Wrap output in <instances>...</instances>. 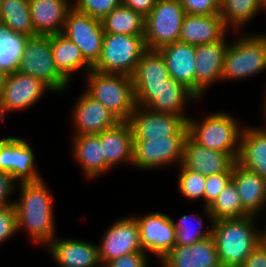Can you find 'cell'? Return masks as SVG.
<instances>
[{"label": "cell", "mask_w": 266, "mask_h": 267, "mask_svg": "<svg viewBox=\"0 0 266 267\" xmlns=\"http://www.w3.org/2000/svg\"><path fill=\"white\" fill-rule=\"evenodd\" d=\"M19 200L13 201L17 230L25 229L33 242L47 246L55 238L53 195L43 179L19 183Z\"/></svg>", "instance_id": "obj_1"}, {"label": "cell", "mask_w": 266, "mask_h": 267, "mask_svg": "<svg viewBox=\"0 0 266 267\" xmlns=\"http://www.w3.org/2000/svg\"><path fill=\"white\" fill-rule=\"evenodd\" d=\"M256 218L248 215L213 221L212 236L222 267H241L261 242V231L254 227Z\"/></svg>", "instance_id": "obj_2"}, {"label": "cell", "mask_w": 266, "mask_h": 267, "mask_svg": "<svg viewBox=\"0 0 266 267\" xmlns=\"http://www.w3.org/2000/svg\"><path fill=\"white\" fill-rule=\"evenodd\" d=\"M86 93L100 102L120 121H129L136 108L132 76L105 74L91 69Z\"/></svg>", "instance_id": "obj_3"}, {"label": "cell", "mask_w": 266, "mask_h": 267, "mask_svg": "<svg viewBox=\"0 0 266 267\" xmlns=\"http://www.w3.org/2000/svg\"><path fill=\"white\" fill-rule=\"evenodd\" d=\"M238 122L225 112L209 114L201 122L188 118V135L199 145L230 154L236 161L240 151Z\"/></svg>", "instance_id": "obj_4"}, {"label": "cell", "mask_w": 266, "mask_h": 267, "mask_svg": "<svg viewBox=\"0 0 266 267\" xmlns=\"http://www.w3.org/2000/svg\"><path fill=\"white\" fill-rule=\"evenodd\" d=\"M146 51L144 35L104 33L101 56L92 69L132 76Z\"/></svg>", "instance_id": "obj_5"}, {"label": "cell", "mask_w": 266, "mask_h": 267, "mask_svg": "<svg viewBox=\"0 0 266 267\" xmlns=\"http://www.w3.org/2000/svg\"><path fill=\"white\" fill-rule=\"evenodd\" d=\"M265 69L266 34H242L227 47L221 80L244 79Z\"/></svg>", "instance_id": "obj_6"}, {"label": "cell", "mask_w": 266, "mask_h": 267, "mask_svg": "<svg viewBox=\"0 0 266 267\" xmlns=\"http://www.w3.org/2000/svg\"><path fill=\"white\" fill-rule=\"evenodd\" d=\"M17 71L40 79L56 93L64 91L69 85L55 66L51 35L27 37Z\"/></svg>", "instance_id": "obj_7"}, {"label": "cell", "mask_w": 266, "mask_h": 267, "mask_svg": "<svg viewBox=\"0 0 266 267\" xmlns=\"http://www.w3.org/2000/svg\"><path fill=\"white\" fill-rule=\"evenodd\" d=\"M180 0H157L145 17L144 40L147 50L177 42L185 16Z\"/></svg>", "instance_id": "obj_8"}, {"label": "cell", "mask_w": 266, "mask_h": 267, "mask_svg": "<svg viewBox=\"0 0 266 267\" xmlns=\"http://www.w3.org/2000/svg\"><path fill=\"white\" fill-rule=\"evenodd\" d=\"M129 123L134 141L188 136V120L184 116L154 112L138 105L131 114Z\"/></svg>", "instance_id": "obj_9"}, {"label": "cell", "mask_w": 266, "mask_h": 267, "mask_svg": "<svg viewBox=\"0 0 266 267\" xmlns=\"http://www.w3.org/2000/svg\"><path fill=\"white\" fill-rule=\"evenodd\" d=\"M104 30L100 19L78 12H68L62 34L81 51L84 59L93 67L102 52Z\"/></svg>", "instance_id": "obj_10"}, {"label": "cell", "mask_w": 266, "mask_h": 267, "mask_svg": "<svg viewBox=\"0 0 266 267\" xmlns=\"http://www.w3.org/2000/svg\"><path fill=\"white\" fill-rule=\"evenodd\" d=\"M169 77L162 55L157 50H147L132 75L136 105L147 107Z\"/></svg>", "instance_id": "obj_11"}, {"label": "cell", "mask_w": 266, "mask_h": 267, "mask_svg": "<svg viewBox=\"0 0 266 267\" xmlns=\"http://www.w3.org/2000/svg\"><path fill=\"white\" fill-rule=\"evenodd\" d=\"M187 136H168L148 141H133V166L140 170L154 169L183 161Z\"/></svg>", "instance_id": "obj_12"}, {"label": "cell", "mask_w": 266, "mask_h": 267, "mask_svg": "<svg viewBox=\"0 0 266 267\" xmlns=\"http://www.w3.org/2000/svg\"><path fill=\"white\" fill-rule=\"evenodd\" d=\"M34 159L27 141L18 137L0 139V171L10 174L15 183L17 180L18 183H28L43 179Z\"/></svg>", "instance_id": "obj_13"}, {"label": "cell", "mask_w": 266, "mask_h": 267, "mask_svg": "<svg viewBox=\"0 0 266 267\" xmlns=\"http://www.w3.org/2000/svg\"><path fill=\"white\" fill-rule=\"evenodd\" d=\"M102 267L113 259L143 251L140 240V228L134 216L117 220L105 231L98 244Z\"/></svg>", "instance_id": "obj_14"}, {"label": "cell", "mask_w": 266, "mask_h": 267, "mask_svg": "<svg viewBox=\"0 0 266 267\" xmlns=\"http://www.w3.org/2000/svg\"><path fill=\"white\" fill-rule=\"evenodd\" d=\"M135 218L140 228L143 251L156 254L161 261L176 245L174 220L169 215L159 212Z\"/></svg>", "instance_id": "obj_15"}, {"label": "cell", "mask_w": 266, "mask_h": 267, "mask_svg": "<svg viewBox=\"0 0 266 267\" xmlns=\"http://www.w3.org/2000/svg\"><path fill=\"white\" fill-rule=\"evenodd\" d=\"M45 91L53 92L40 79L14 71L7 75L1 100L7 111L22 110L35 104Z\"/></svg>", "instance_id": "obj_16"}, {"label": "cell", "mask_w": 266, "mask_h": 267, "mask_svg": "<svg viewBox=\"0 0 266 267\" xmlns=\"http://www.w3.org/2000/svg\"><path fill=\"white\" fill-rule=\"evenodd\" d=\"M226 36L215 43L196 46L195 96L201 99L205 90L220 81L224 57L229 43Z\"/></svg>", "instance_id": "obj_17"}, {"label": "cell", "mask_w": 266, "mask_h": 267, "mask_svg": "<svg viewBox=\"0 0 266 267\" xmlns=\"http://www.w3.org/2000/svg\"><path fill=\"white\" fill-rule=\"evenodd\" d=\"M72 111L75 135H98L120 122L116 116L85 91L78 98Z\"/></svg>", "instance_id": "obj_18"}, {"label": "cell", "mask_w": 266, "mask_h": 267, "mask_svg": "<svg viewBox=\"0 0 266 267\" xmlns=\"http://www.w3.org/2000/svg\"><path fill=\"white\" fill-rule=\"evenodd\" d=\"M236 160L228 153L199 145L189 135L185 138L182 165L191 171L210 176L233 172Z\"/></svg>", "instance_id": "obj_19"}, {"label": "cell", "mask_w": 266, "mask_h": 267, "mask_svg": "<svg viewBox=\"0 0 266 267\" xmlns=\"http://www.w3.org/2000/svg\"><path fill=\"white\" fill-rule=\"evenodd\" d=\"M160 262L162 267H222L212 235L192 245H175Z\"/></svg>", "instance_id": "obj_20"}, {"label": "cell", "mask_w": 266, "mask_h": 267, "mask_svg": "<svg viewBox=\"0 0 266 267\" xmlns=\"http://www.w3.org/2000/svg\"><path fill=\"white\" fill-rule=\"evenodd\" d=\"M47 248L59 267H102L98 245L93 243L81 239L54 238Z\"/></svg>", "instance_id": "obj_21"}, {"label": "cell", "mask_w": 266, "mask_h": 267, "mask_svg": "<svg viewBox=\"0 0 266 267\" xmlns=\"http://www.w3.org/2000/svg\"><path fill=\"white\" fill-rule=\"evenodd\" d=\"M227 29L220 14H185L178 41L194 46L215 43L227 36Z\"/></svg>", "instance_id": "obj_22"}, {"label": "cell", "mask_w": 266, "mask_h": 267, "mask_svg": "<svg viewBox=\"0 0 266 267\" xmlns=\"http://www.w3.org/2000/svg\"><path fill=\"white\" fill-rule=\"evenodd\" d=\"M157 51L162 55L170 77L195 95L196 46L177 41Z\"/></svg>", "instance_id": "obj_23"}, {"label": "cell", "mask_w": 266, "mask_h": 267, "mask_svg": "<svg viewBox=\"0 0 266 267\" xmlns=\"http://www.w3.org/2000/svg\"><path fill=\"white\" fill-rule=\"evenodd\" d=\"M71 4L69 0H29L34 35L62 33Z\"/></svg>", "instance_id": "obj_24"}, {"label": "cell", "mask_w": 266, "mask_h": 267, "mask_svg": "<svg viewBox=\"0 0 266 267\" xmlns=\"http://www.w3.org/2000/svg\"><path fill=\"white\" fill-rule=\"evenodd\" d=\"M231 180L237 188L243 208L250 215L257 216L262 212L266 207V179L236 161Z\"/></svg>", "instance_id": "obj_25"}, {"label": "cell", "mask_w": 266, "mask_h": 267, "mask_svg": "<svg viewBox=\"0 0 266 267\" xmlns=\"http://www.w3.org/2000/svg\"><path fill=\"white\" fill-rule=\"evenodd\" d=\"M133 131L129 121H120L100 133L105 162L111 167L119 163L133 165Z\"/></svg>", "instance_id": "obj_26"}, {"label": "cell", "mask_w": 266, "mask_h": 267, "mask_svg": "<svg viewBox=\"0 0 266 267\" xmlns=\"http://www.w3.org/2000/svg\"><path fill=\"white\" fill-rule=\"evenodd\" d=\"M237 162L266 179V128H242Z\"/></svg>", "instance_id": "obj_27"}, {"label": "cell", "mask_w": 266, "mask_h": 267, "mask_svg": "<svg viewBox=\"0 0 266 267\" xmlns=\"http://www.w3.org/2000/svg\"><path fill=\"white\" fill-rule=\"evenodd\" d=\"M72 140L73 155L78 163H80L82 171L87 178L99 177V175L111 169L105 162L100 134L75 135Z\"/></svg>", "instance_id": "obj_28"}, {"label": "cell", "mask_w": 266, "mask_h": 267, "mask_svg": "<svg viewBox=\"0 0 266 267\" xmlns=\"http://www.w3.org/2000/svg\"><path fill=\"white\" fill-rule=\"evenodd\" d=\"M190 100L197 101L199 99L183 84L169 77L161 86L158 97L147 108L154 112L184 116L188 120L189 116L183 111L185 112V104H188L187 102Z\"/></svg>", "instance_id": "obj_29"}, {"label": "cell", "mask_w": 266, "mask_h": 267, "mask_svg": "<svg viewBox=\"0 0 266 267\" xmlns=\"http://www.w3.org/2000/svg\"><path fill=\"white\" fill-rule=\"evenodd\" d=\"M51 47L55 66L68 81L71 73L80 69L88 73L92 69L80 49L62 33L51 35Z\"/></svg>", "instance_id": "obj_30"}, {"label": "cell", "mask_w": 266, "mask_h": 267, "mask_svg": "<svg viewBox=\"0 0 266 267\" xmlns=\"http://www.w3.org/2000/svg\"><path fill=\"white\" fill-rule=\"evenodd\" d=\"M204 211L209 217L211 225L213 221L220 219L242 218L250 215L242 206L237 188L232 180L219 193L213 203Z\"/></svg>", "instance_id": "obj_31"}, {"label": "cell", "mask_w": 266, "mask_h": 267, "mask_svg": "<svg viewBox=\"0 0 266 267\" xmlns=\"http://www.w3.org/2000/svg\"><path fill=\"white\" fill-rule=\"evenodd\" d=\"M105 33L144 35L145 17L120 4L102 20Z\"/></svg>", "instance_id": "obj_32"}, {"label": "cell", "mask_w": 266, "mask_h": 267, "mask_svg": "<svg viewBox=\"0 0 266 267\" xmlns=\"http://www.w3.org/2000/svg\"><path fill=\"white\" fill-rule=\"evenodd\" d=\"M261 9H266V0H221L220 15L229 29L239 32Z\"/></svg>", "instance_id": "obj_33"}, {"label": "cell", "mask_w": 266, "mask_h": 267, "mask_svg": "<svg viewBox=\"0 0 266 267\" xmlns=\"http://www.w3.org/2000/svg\"><path fill=\"white\" fill-rule=\"evenodd\" d=\"M0 22L9 29L25 36H34L29 0H3L0 7Z\"/></svg>", "instance_id": "obj_34"}, {"label": "cell", "mask_w": 266, "mask_h": 267, "mask_svg": "<svg viewBox=\"0 0 266 267\" xmlns=\"http://www.w3.org/2000/svg\"><path fill=\"white\" fill-rule=\"evenodd\" d=\"M27 36L13 32L0 22V69L7 73L17 71Z\"/></svg>", "instance_id": "obj_35"}, {"label": "cell", "mask_w": 266, "mask_h": 267, "mask_svg": "<svg viewBox=\"0 0 266 267\" xmlns=\"http://www.w3.org/2000/svg\"><path fill=\"white\" fill-rule=\"evenodd\" d=\"M192 218L193 221L197 222H193L194 225L190 222ZM174 225L176 229V245H192L212 235V228L208 229V231L202 230L204 225L199 214L183 215L177 223L174 222Z\"/></svg>", "instance_id": "obj_36"}, {"label": "cell", "mask_w": 266, "mask_h": 267, "mask_svg": "<svg viewBox=\"0 0 266 267\" xmlns=\"http://www.w3.org/2000/svg\"><path fill=\"white\" fill-rule=\"evenodd\" d=\"M180 171L177 181L181 195L189 200L204 199L206 176L188 170L182 164L180 165Z\"/></svg>", "instance_id": "obj_37"}, {"label": "cell", "mask_w": 266, "mask_h": 267, "mask_svg": "<svg viewBox=\"0 0 266 267\" xmlns=\"http://www.w3.org/2000/svg\"><path fill=\"white\" fill-rule=\"evenodd\" d=\"M73 2L74 10L100 20L121 4V0H75Z\"/></svg>", "instance_id": "obj_38"}, {"label": "cell", "mask_w": 266, "mask_h": 267, "mask_svg": "<svg viewBox=\"0 0 266 267\" xmlns=\"http://www.w3.org/2000/svg\"><path fill=\"white\" fill-rule=\"evenodd\" d=\"M232 172H223L206 177L204 207H209L231 180Z\"/></svg>", "instance_id": "obj_39"}, {"label": "cell", "mask_w": 266, "mask_h": 267, "mask_svg": "<svg viewBox=\"0 0 266 267\" xmlns=\"http://www.w3.org/2000/svg\"><path fill=\"white\" fill-rule=\"evenodd\" d=\"M186 14H220L221 0H180Z\"/></svg>", "instance_id": "obj_40"}, {"label": "cell", "mask_w": 266, "mask_h": 267, "mask_svg": "<svg viewBox=\"0 0 266 267\" xmlns=\"http://www.w3.org/2000/svg\"><path fill=\"white\" fill-rule=\"evenodd\" d=\"M17 215L14 205L0 208V243L17 232Z\"/></svg>", "instance_id": "obj_41"}, {"label": "cell", "mask_w": 266, "mask_h": 267, "mask_svg": "<svg viewBox=\"0 0 266 267\" xmlns=\"http://www.w3.org/2000/svg\"><path fill=\"white\" fill-rule=\"evenodd\" d=\"M146 252H134L113 259L106 263L103 267H148V259Z\"/></svg>", "instance_id": "obj_42"}, {"label": "cell", "mask_w": 266, "mask_h": 267, "mask_svg": "<svg viewBox=\"0 0 266 267\" xmlns=\"http://www.w3.org/2000/svg\"><path fill=\"white\" fill-rule=\"evenodd\" d=\"M16 185L10 174L0 171V208L13 204L8 197L15 191Z\"/></svg>", "instance_id": "obj_43"}, {"label": "cell", "mask_w": 266, "mask_h": 267, "mask_svg": "<svg viewBox=\"0 0 266 267\" xmlns=\"http://www.w3.org/2000/svg\"><path fill=\"white\" fill-rule=\"evenodd\" d=\"M241 267H266V246L260 242Z\"/></svg>", "instance_id": "obj_44"}, {"label": "cell", "mask_w": 266, "mask_h": 267, "mask_svg": "<svg viewBox=\"0 0 266 267\" xmlns=\"http://www.w3.org/2000/svg\"><path fill=\"white\" fill-rule=\"evenodd\" d=\"M156 2L157 0H121L122 5L133 9L143 17H146L151 12Z\"/></svg>", "instance_id": "obj_45"}, {"label": "cell", "mask_w": 266, "mask_h": 267, "mask_svg": "<svg viewBox=\"0 0 266 267\" xmlns=\"http://www.w3.org/2000/svg\"><path fill=\"white\" fill-rule=\"evenodd\" d=\"M8 73L2 69H0V99L2 97L4 85L6 83V78H7Z\"/></svg>", "instance_id": "obj_46"}, {"label": "cell", "mask_w": 266, "mask_h": 267, "mask_svg": "<svg viewBox=\"0 0 266 267\" xmlns=\"http://www.w3.org/2000/svg\"><path fill=\"white\" fill-rule=\"evenodd\" d=\"M5 113H8V111L6 110V107L3 105L2 100L0 99V122L1 120H4V115H6Z\"/></svg>", "instance_id": "obj_47"}, {"label": "cell", "mask_w": 266, "mask_h": 267, "mask_svg": "<svg viewBox=\"0 0 266 267\" xmlns=\"http://www.w3.org/2000/svg\"><path fill=\"white\" fill-rule=\"evenodd\" d=\"M261 242L266 246V228L261 231Z\"/></svg>", "instance_id": "obj_48"}, {"label": "cell", "mask_w": 266, "mask_h": 267, "mask_svg": "<svg viewBox=\"0 0 266 267\" xmlns=\"http://www.w3.org/2000/svg\"><path fill=\"white\" fill-rule=\"evenodd\" d=\"M265 92H266V91H265ZM265 95H266V93H265ZM264 103H265V106H264V107H265V110H264V112H265V114H264V115H265V117H264V118H265V120H266V96H265Z\"/></svg>", "instance_id": "obj_49"}]
</instances>
